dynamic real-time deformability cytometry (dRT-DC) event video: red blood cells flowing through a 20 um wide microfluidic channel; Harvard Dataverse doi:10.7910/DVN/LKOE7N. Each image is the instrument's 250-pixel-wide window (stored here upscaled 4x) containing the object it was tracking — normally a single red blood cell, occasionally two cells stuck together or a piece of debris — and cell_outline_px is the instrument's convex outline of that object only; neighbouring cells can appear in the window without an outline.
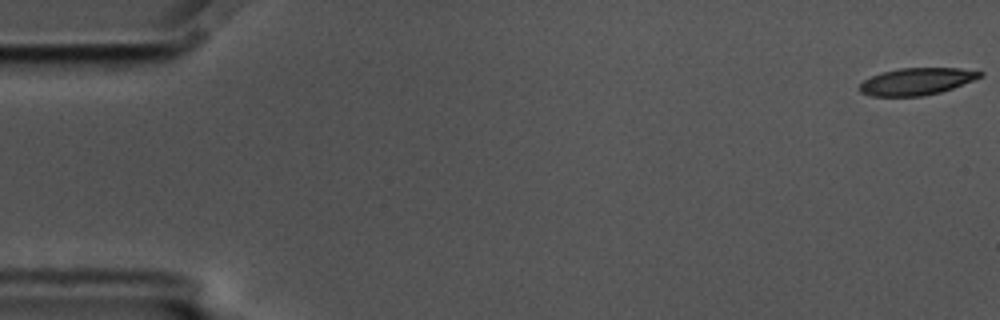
{"species": "common noctule bat (a hibernating species)", "species_latin": "Nyctalus noctula", "temperature_condition": "cold", "stored_images_in_passage": 10, "camera_frame_rate_fps": 3000, "um_per_image_px": 0.085, "animal": {"sex": "male", "body_mass_g": 17.5, "forearm_length_mm": 52.3}, "frame": {"image": 1, "passage_image": 1, "time_ms": 0.0, "image_size_px": [1000, 320], "cell_outline_px": [[984, 76], [952, 88], [940, 92], [924, 96], [872, 96], [860, 92], [860, 84], [864, 80], [880, 72], [900, 68], [960, 68], [984, 72]], "centroid_in_image_um": [77.93, 6.92], "position_along_channel_um": 7.1, "area_um2": 18.96}}